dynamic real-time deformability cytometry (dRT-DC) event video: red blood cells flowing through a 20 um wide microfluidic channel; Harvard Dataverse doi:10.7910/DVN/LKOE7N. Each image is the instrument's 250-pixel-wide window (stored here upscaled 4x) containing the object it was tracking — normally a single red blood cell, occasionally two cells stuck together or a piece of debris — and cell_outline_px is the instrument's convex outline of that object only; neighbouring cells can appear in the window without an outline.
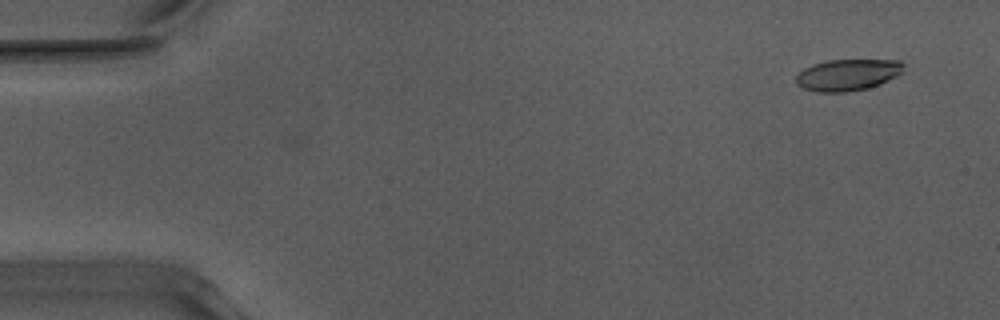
{"species": "Egyptian fruit bat (a non-hibernating species)", "species_latin": "Rousettus aegyptiacus", "temperature_condition": "warm", "stored_images_in_passage": 50, "camera_frame_rate_fps": 3000, "um_per_image_px": 0.085, "animal": {"sex": "male"}, "frame": {"image": 1, "passage_image": 1, "time_ms": 0.0, "image_size_px": [1000, 320], "cell_outline_px": [[904, 72], [880, 84], [868, 88], [844, 92], [816, 92], [804, 88], [796, 84], [796, 76], [804, 68], [812, 64], [828, 60], [900, 60], [904, 64]], "centroid_in_image_um": [72.06, 6.36], "position_along_channel_um": 12.9, "area_um2": 19.83}}
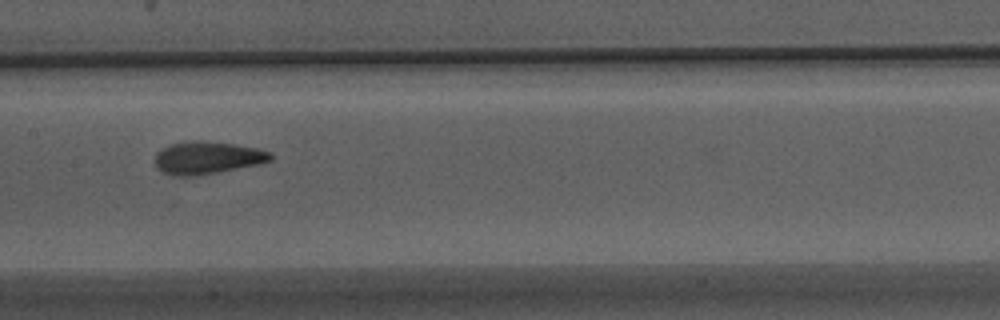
{"frame": {"image": 2, "passage_image": 24, "time_ms": 7.667, "image_size_px": [1000, 320], "cell_outline_px": [[272, 160], [260, 164], [216, 172], [192, 176], [172, 176], [156, 168], [156, 152], [172, 144], [196, 140], [232, 144], [256, 148], [272, 152]], "centroid_in_image_um": [17.63, 13.42], "position_along_channel_um": 189.8, "area_um2": 21.62}}
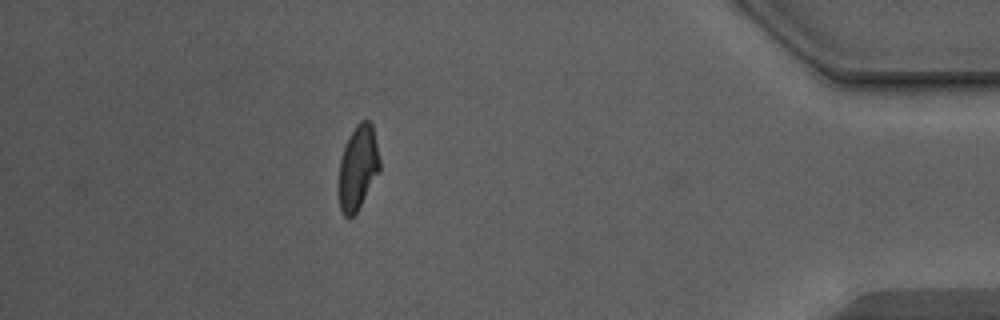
{"frame": {"image": 3, "passage_image": 44, "time_ms": 14.333, "image_size_px": [1000, 320], "cell_outline_px": [[380, 168], [356, 212], [348, 220], [344, 216], [340, 208], [336, 188], [340, 160], [348, 136], [356, 124], [360, 120], [368, 120], [372, 124], [380, 160]], "centroid_in_image_um": [30.37, 14.25], "position_along_channel_um": 404.8, "area_um2": 20.29}, "authors_computed_cell_mechanics": {"area_um2": 20.6635, "velocity_mm_per_s": 3.9622, "shape_relaxation_time_tau1_ms": 6.538, "shape_relaxation_time_tau2_ms": 1.6012, "deformation_change_tau1": 0.2056, "deformation_change_tau2": 0.0789}}